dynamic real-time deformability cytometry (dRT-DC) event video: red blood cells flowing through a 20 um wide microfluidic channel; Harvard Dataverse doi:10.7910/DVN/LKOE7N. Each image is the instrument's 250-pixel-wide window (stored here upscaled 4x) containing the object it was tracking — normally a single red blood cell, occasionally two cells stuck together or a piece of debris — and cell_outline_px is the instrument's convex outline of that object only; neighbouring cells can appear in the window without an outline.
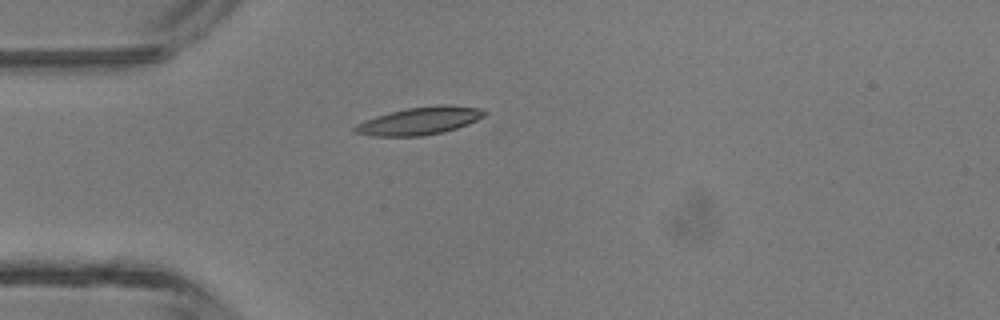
{"species": "common noctule bat (a hibernating species)", "species_latin": "Nyctalus noctula", "temperature_condition": "room temperature", "stored_images_in_passage": 3, "camera_frame_rate_fps": 3000, "um_per_image_px": 0.085, "animal": {"sex": "male", "body_mass_g": 13.3}, "frame": {"image": 1, "passage_image": 3, "time_ms": 3.333, "image_size_px": [1000, 320], "cell_outline_px": [[488, 112], [484, 116], [468, 124], [444, 132], [420, 136], [372, 136], [352, 132], [352, 128], [356, 124], [364, 120], [376, 116], [408, 108], [440, 104], [480, 108]], "centroid_in_image_um": [35.64, 10.28], "position_along_channel_um": 49.4, "area_um2": 20.81}}